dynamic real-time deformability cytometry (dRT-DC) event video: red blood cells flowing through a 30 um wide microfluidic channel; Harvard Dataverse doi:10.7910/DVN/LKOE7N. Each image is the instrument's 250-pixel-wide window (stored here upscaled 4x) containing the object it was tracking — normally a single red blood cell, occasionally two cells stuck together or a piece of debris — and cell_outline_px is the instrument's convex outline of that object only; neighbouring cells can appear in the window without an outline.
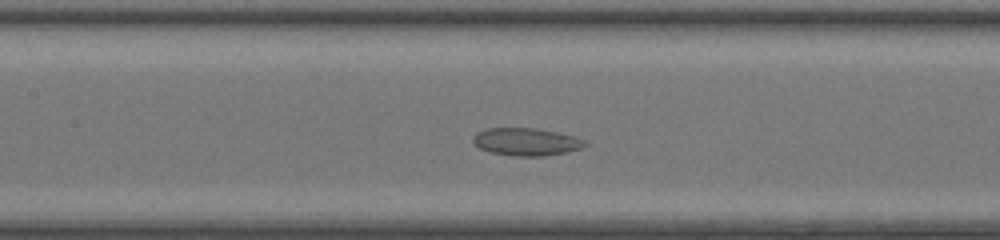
{"species": "common noctule bat (a hibernating species)", "species_latin": "Nyctalus noctula", "temperature_condition": "room temperature", "stored_images_in_passage": 50, "segment_of_instrument_passage": [2, 2], "camera_frame_rate_fps": 3000, "um_per_image_px": 0.085, "animal": {"sex": "female", "body_mass_g": 20.0, "forearm_length_mm": 54.0}, "frame": {"image": 1, "passage_image": 24, "time_ms": 7.667, "image_size_px": [1000, 240], "cell_outline_px": [[588, 144], [584, 148], [544, 156], [512, 156], [492, 152], [480, 148], [472, 140], [476, 132], [488, 128], [536, 128], [576, 136], [588, 140]], "centroid_in_image_um": [44.79, 12.05], "position_along_channel_um": 162.6, "area_um2": 18.09}}
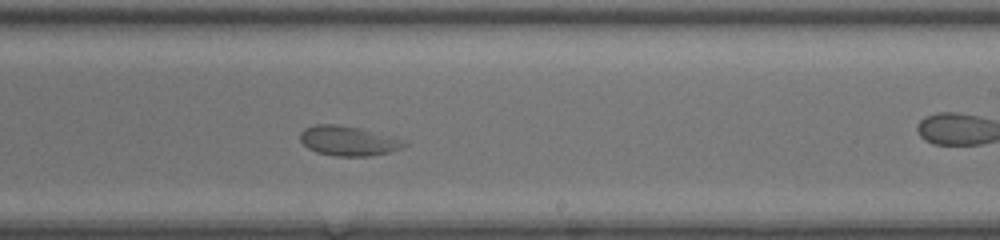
{"frame": {"image": 2, "passage_image": 31, "time_ms": 10.0, "image_size_px": [1000, 240], "cell_outline_px": [[408, 144], [400, 148], [388, 152], [372, 156], [336, 156], [316, 152], [308, 148], [300, 140], [300, 132], [304, 128], [316, 124], [336, 124], [360, 128]], "centroid_in_image_um": [29.47, 11.98], "position_along_channel_um": 259.5, "area_um2": 17.46}}
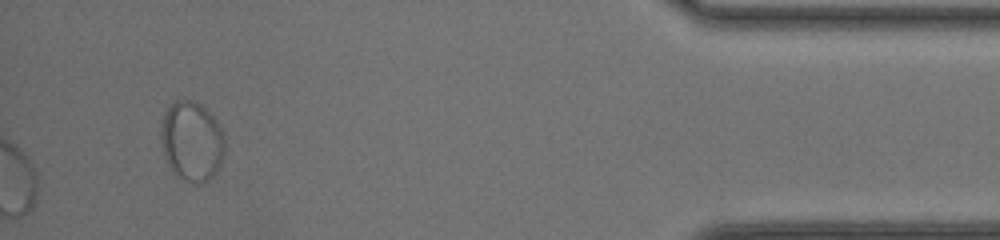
{"frame": {"image": 3, "passage_image": 50, "time_ms": 16.333, "image_size_px": [1000, 240], "cell_outline_px": [[224, 160], [216, 172], [208, 180], [200, 184], [196, 184], [176, 176], [172, 172], [164, 156], [160, 140], [160, 132], [164, 112], [176, 100], [192, 100], [200, 104], [216, 120], [224, 132]], "centroid_in_image_um": [16.3, 12.03], "position_along_channel_um": 418.9, "area_um2": 30.0}}